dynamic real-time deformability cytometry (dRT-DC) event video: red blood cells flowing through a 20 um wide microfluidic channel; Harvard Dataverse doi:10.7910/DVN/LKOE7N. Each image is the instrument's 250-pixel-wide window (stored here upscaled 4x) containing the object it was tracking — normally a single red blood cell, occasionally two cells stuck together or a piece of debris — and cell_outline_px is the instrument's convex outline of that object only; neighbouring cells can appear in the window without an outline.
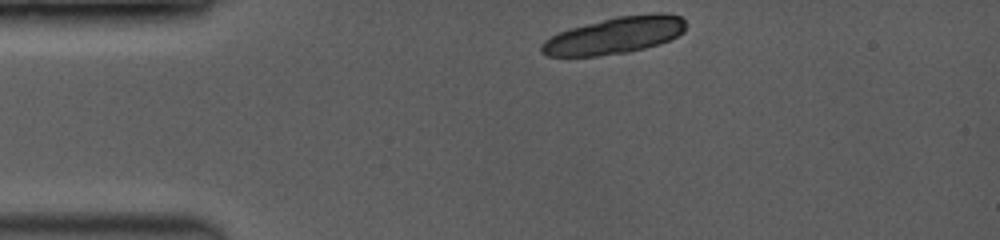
{"species": "common noctule bat (a hibernating species)", "species_latin": "Nyctalus noctula", "temperature_condition": "room temperature", "stored_images_in_passage": 4, "camera_frame_rate_fps": 3500, "um_per_image_px": 0.085, "animal": {"sex": "female", "body_mass_g": 19.0, "forearm_length_mm": 53.3}, "frame": {"image": 1, "passage_image": 1, "time_ms": 0.0, "image_size_px": [1000, 240], "cell_outline_px": [[684, 32], [660, 44], [628, 52], [596, 56], [548, 56], [540, 52], [540, 48], [544, 40], [560, 32], [572, 28], [616, 16], [680, 16], [684, 20]], "centroid_in_image_um": [52.15, 3.07], "position_along_channel_um": 32.8, "area_um2": 29.77}}